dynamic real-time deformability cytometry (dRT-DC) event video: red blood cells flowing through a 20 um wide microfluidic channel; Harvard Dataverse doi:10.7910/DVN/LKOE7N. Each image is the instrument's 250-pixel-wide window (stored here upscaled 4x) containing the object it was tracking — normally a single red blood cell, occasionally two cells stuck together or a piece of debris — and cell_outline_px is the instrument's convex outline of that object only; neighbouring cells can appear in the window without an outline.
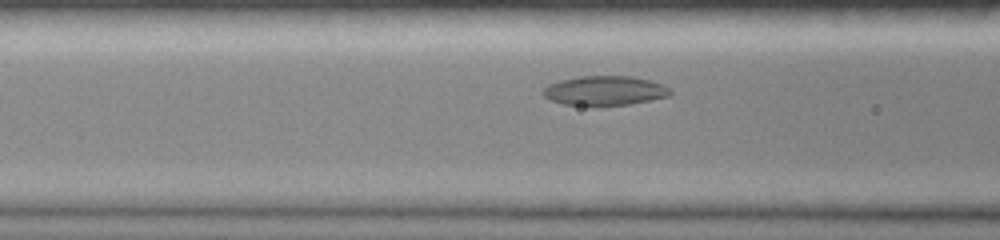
{"species": "common noctule bat (a hibernating species)", "species_latin": "Nyctalus noctula", "temperature_condition": "room temperature", "stored_images_in_passage": 12, "camera_frame_rate_fps": 3000, "um_per_image_px": 0.085, "animal": {"sex": "female", "body_mass_g": 19.0, "forearm_length_mm": 51.5}, "frame": {"image": 1, "passage_image": 10, "time_ms": 3.0, "image_size_px": [1000, 240], "cell_outline_px": [[672, 92], [668, 96], [628, 104], [564, 104], [552, 100], [544, 96], [544, 88], [548, 84], [560, 80], [580, 76], [632, 76], [652, 80], [664, 84]], "centroid_in_image_um": [51.43, 7.67], "position_along_channel_um": 115.2, "area_um2": 21.33}}